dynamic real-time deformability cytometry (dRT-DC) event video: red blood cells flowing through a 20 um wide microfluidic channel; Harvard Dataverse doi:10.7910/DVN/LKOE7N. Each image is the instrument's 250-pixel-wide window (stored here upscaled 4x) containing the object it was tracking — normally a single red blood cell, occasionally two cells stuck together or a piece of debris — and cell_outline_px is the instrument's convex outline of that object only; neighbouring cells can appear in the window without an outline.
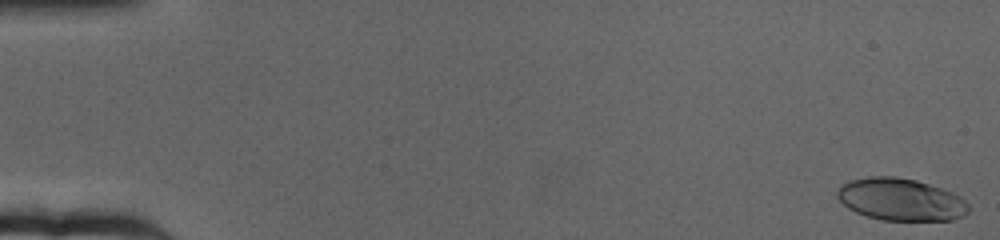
{"species": "human", "species_latin": "Homo sapiens", "temperature_condition": "cold", "stored_images_in_passage": 65, "camera_frame_rate_fps": 3000, "um_per_image_px": 0.085, "donor": {"sex": "female"}, "frame": {"image": 1, "passage_image": 1, "time_ms": 0.0, "image_size_px": [1000, 240], "cell_outline_px": [[972, 208], [964, 216], [952, 220], [880, 220], [856, 212], [848, 208], [836, 196], [836, 192], [840, 184], [848, 180], [868, 176], [896, 176], [916, 180], [952, 192], [960, 196]], "centroid_in_image_um": [76.55, 16.95], "position_along_channel_um": 8.4, "area_um2": 32.6}}
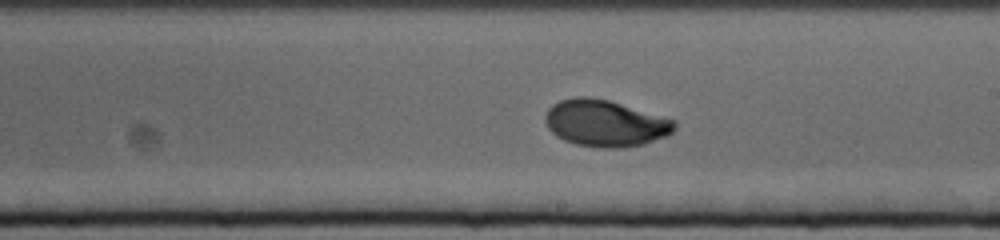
{"frame": {"image": 2, "passage_image": 38, "time_ms": 12.333, "image_size_px": [1000, 240], "cell_outline_px": [[676, 128], [668, 136], [644, 144], [620, 148], [600, 148], [576, 144], [564, 140], [556, 136], [548, 128], [544, 116], [548, 108], [552, 104], [560, 100], [576, 96], [588, 96], [608, 100], [676, 120]], "centroid_in_image_um": [51.44, 10.48], "position_along_channel_um": 237.6, "area_um2": 35.32}}
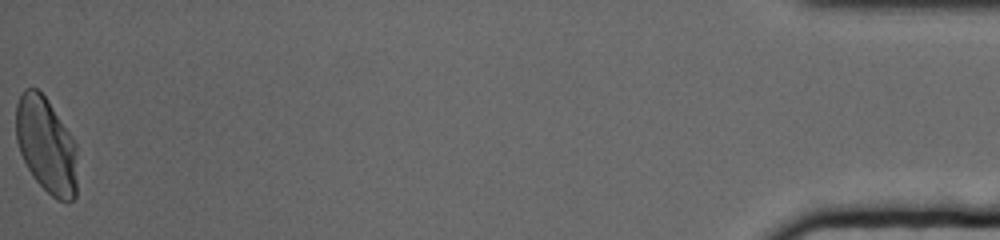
{"frame": {"image": 3, "passage_image": 65, "time_ms": 21.333, "image_size_px": [1000, 240], "cell_outline_px": [[76, 196], [68, 204], [56, 200], [32, 176], [20, 152], [16, 140], [16, 104], [24, 88], [36, 88], [48, 100], [72, 136], [76, 144]], "centroid_in_image_um": [3.93, 12.36], "position_along_channel_um": 431.3, "area_um2": 34.28}, "authors_computed_cell_mechanics": {"area_um2": 33.6974, "velocity_mm_per_s": 3.1635, "shape_relaxation_time_tau1_ms": 4.1273, "shape_relaxation_time_tau2_ms": 0.9648, "deformation_change_tau1": 0.1685, "deformation_change_tau2": 0.0389}}